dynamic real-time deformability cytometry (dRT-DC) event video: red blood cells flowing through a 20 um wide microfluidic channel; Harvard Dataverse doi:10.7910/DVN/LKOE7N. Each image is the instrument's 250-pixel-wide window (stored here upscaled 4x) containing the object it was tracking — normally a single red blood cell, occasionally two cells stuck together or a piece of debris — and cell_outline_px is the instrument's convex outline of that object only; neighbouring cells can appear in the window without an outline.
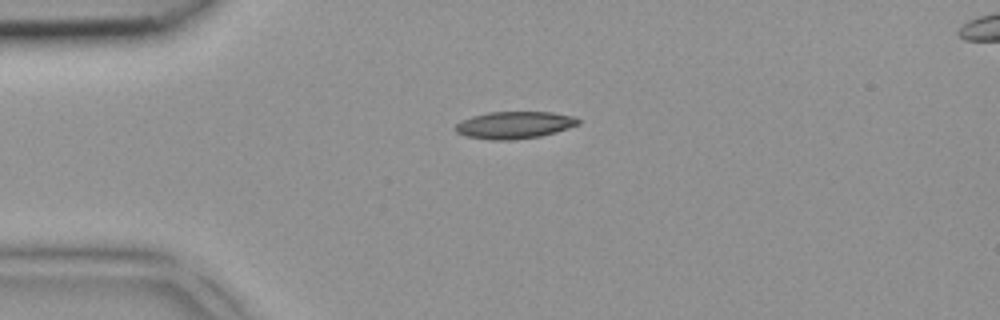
{"species": "common noctule bat (a hibernating species)", "species_latin": "Nyctalus noctula", "temperature_condition": "room temperature", "stored_images_in_passage": 2, "camera_frame_rate_fps": 3000, "um_per_image_px": 0.085, "animal": {"sex": "female", "body_mass_g": 18.4}, "frame": {"image": 1, "passage_image": 1, "time_ms": 0.0, "image_size_px": [1000, 320], "cell_outline_px": [[580, 124], [556, 132], [540, 136], [512, 140], [492, 140], [464, 136], [456, 132], [456, 124], [460, 120], [472, 116], [488, 112], [552, 112], [576, 116], [580, 120]], "centroid_in_image_um": [43.73, 10.62], "position_along_channel_um": 41.3, "area_um2": 19.59}}